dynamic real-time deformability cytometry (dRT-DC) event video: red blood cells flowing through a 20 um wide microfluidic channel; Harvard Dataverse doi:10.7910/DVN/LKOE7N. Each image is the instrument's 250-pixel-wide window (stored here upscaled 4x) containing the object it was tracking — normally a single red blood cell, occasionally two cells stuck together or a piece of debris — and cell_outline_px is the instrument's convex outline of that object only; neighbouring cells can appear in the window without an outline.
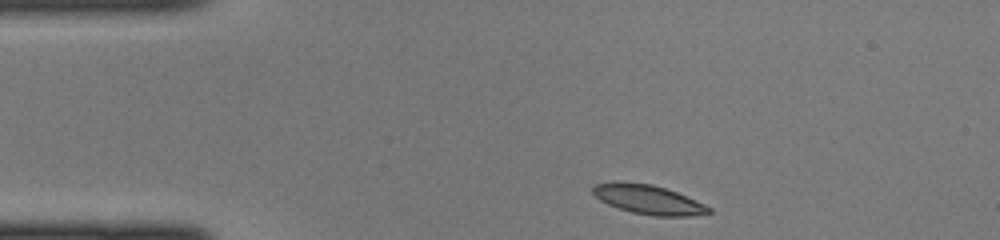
{"species": "common noctule bat (a hibernating species)", "species_latin": "Nyctalus noctula", "temperature_condition": "cold", "stored_images_in_passage": 38, "camera_frame_rate_fps": 3000, "um_per_image_px": 0.085, "animal": {"sex": "female", "body_mass_g": 22.0, "forearm_length_mm": 56.7}, "frame": {"image": 1, "passage_image": 1, "time_ms": 0.0, "image_size_px": [1000, 240], "cell_outline_px": [[712, 212], [692, 216], [656, 216], [632, 212], [608, 204], [600, 200], [592, 192], [592, 188], [596, 184], [612, 180], [652, 184], [676, 192], [704, 204], [712, 208]], "centroid_in_image_um": [55.08, 16.94], "position_along_channel_um": 29.9, "area_um2": 19.71}}
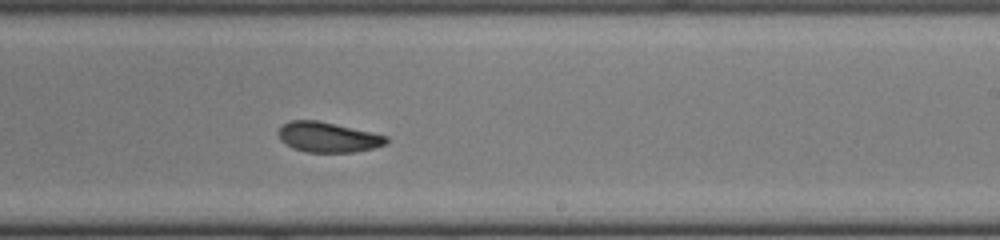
{"frame": {"image": 2, "passage_image": 20, "time_ms": 6.333, "image_size_px": [1000, 240], "cell_outline_px": [[388, 144], [356, 152], [304, 152], [292, 148], [280, 140], [276, 132], [288, 120], [316, 120], [372, 132], [388, 136]], "centroid_in_image_um": [27.86, 11.66], "position_along_channel_um": 261.1, "area_um2": 19.07}}
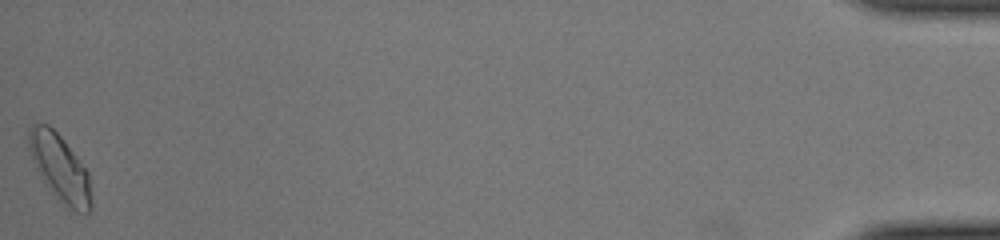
{"frame": {"image": 3, "passage_image": 38, "time_ms": 12.333, "image_size_px": [1000, 240], "cell_outline_px": [[92, 204], [88, 212], [76, 212], [64, 208], [44, 184], [36, 168], [28, 148], [28, 128], [32, 124], [48, 124], [64, 140], [88, 172]], "centroid_in_image_um": [5.07, 14.31], "position_along_channel_um": 430.1, "area_um2": 24.51}}